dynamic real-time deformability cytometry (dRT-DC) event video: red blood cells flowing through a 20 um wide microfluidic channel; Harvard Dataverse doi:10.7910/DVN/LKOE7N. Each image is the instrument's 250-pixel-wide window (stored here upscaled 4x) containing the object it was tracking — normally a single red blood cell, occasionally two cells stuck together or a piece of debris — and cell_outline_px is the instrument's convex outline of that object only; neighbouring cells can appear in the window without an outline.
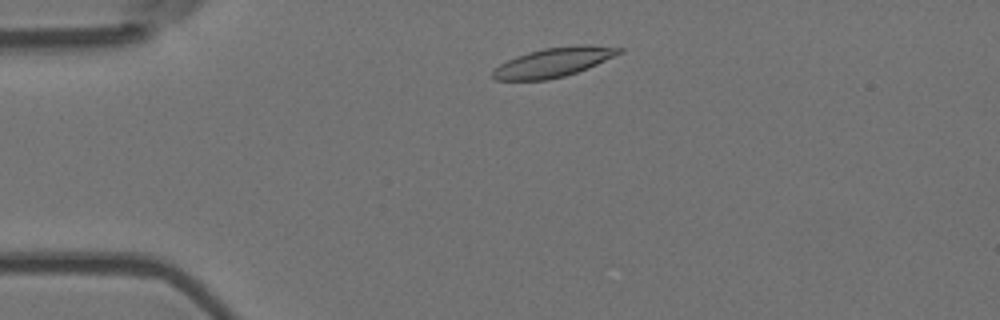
{"species": "Egyptian fruit bat (a non-hibernating species)", "species_latin": "Rousettus aegyptiacus", "temperature_condition": "room temperature", "stored_images_in_passage": 48, "camera_frame_rate_fps": 3000, "um_per_image_px": 0.085, "animal": {"sex": "female"}, "frame": {"image": 1, "passage_image": 5, "time_ms": 1.333, "image_size_px": [1000, 320], "cell_outline_px": [[624, 52], [588, 68], [564, 76], [548, 80], [496, 80], [492, 76], [492, 72], [500, 64], [516, 56], [528, 52], [544, 48], [580, 44], [588, 44], [624, 48]], "centroid_in_image_um": [47.09, 5.28], "position_along_channel_um": 37.9, "area_um2": 21.62}}
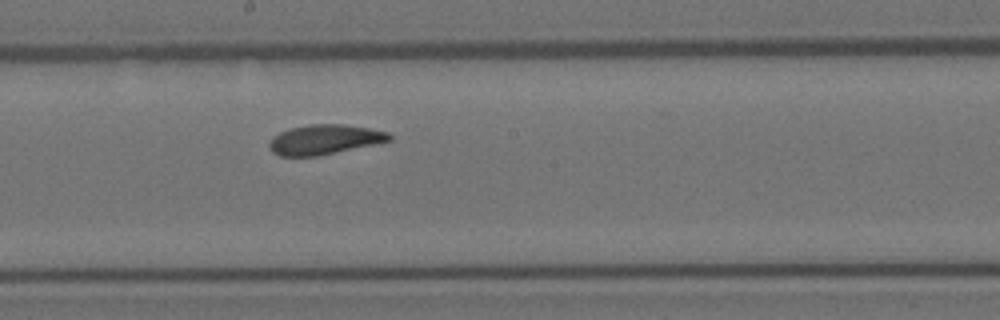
{"frame": {"image": 2, "passage_image": 23, "time_ms": 7.333, "image_size_px": [1000, 320], "cell_outline_px": [[392, 140], [316, 156], [280, 156], [272, 152], [268, 148], [268, 144], [272, 136], [288, 128], [308, 124], [344, 124], [368, 128], [388, 132], [392, 136]], "centroid_in_image_um": [27.52, 11.85], "position_along_channel_um": 220.7, "area_um2": 20.81}}
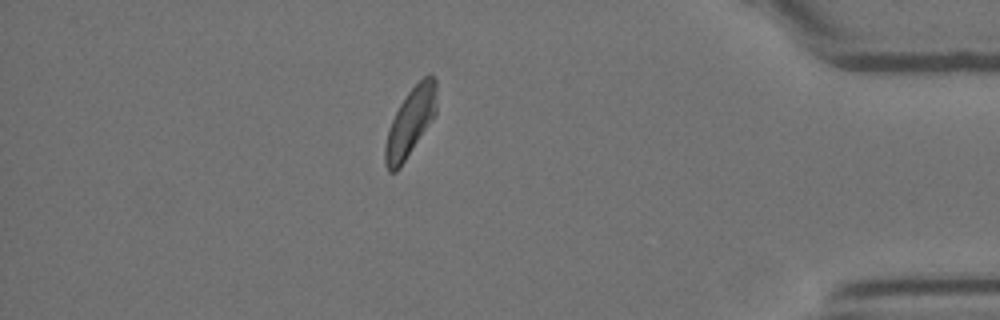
{"frame": {"image": 3, "passage_image": 41, "time_ms": 13.333, "image_size_px": [1000, 320], "cell_outline_px": [[436, 112], [432, 120], [400, 168], [396, 172], [388, 172], [384, 164], [384, 148], [388, 128], [400, 104], [408, 92], [428, 72], [436, 80]], "centroid_in_image_um": [34.86, 10.42], "position_along_channel_um": 400.3, "area_um2": 20.4}, "authors_computed_cell_mechanics": {"area_um2": 21.097, "velocity_mm_per_s": 3.631, "shape_relaxation_time_tau1_ms": 3.6245, "shape_relaxation_time_tau2_ms": 3.3077, "deformation_change_tau1": 0.1103, "deformation_change_tau2": 0.1035}}